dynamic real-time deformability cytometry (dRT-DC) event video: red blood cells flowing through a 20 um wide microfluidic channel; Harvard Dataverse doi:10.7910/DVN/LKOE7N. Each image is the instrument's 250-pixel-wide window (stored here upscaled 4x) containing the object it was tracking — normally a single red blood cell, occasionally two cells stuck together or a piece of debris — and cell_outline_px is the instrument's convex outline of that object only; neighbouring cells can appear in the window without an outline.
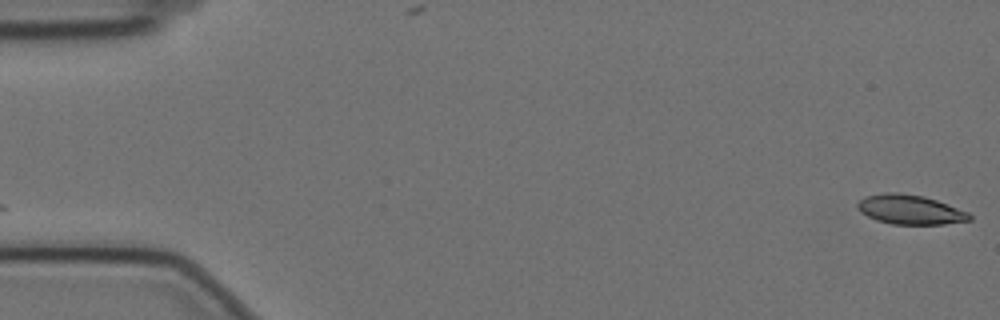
{"species": "Egyptian fruit bat (a non-hibernating species)", "species_latin": "Rousettus aegyptiacus", "temperature_condition": "cold", "stored_images_in_passage": 57, "camera_frame_rate_fps": 3000, "um_per_image_px": 0.085, "animal": {"sex": "female"}, "frame": {"image": 1, "passage_image": 1, "time_ms": 0.0, "image_size_px": [1000, 320], "cell_outline_px": [[972, 220], [944, 224], [892, 224], [876, 220], [860, 212], [856, 208], [856, 204], [864, 196], [884, 192], [900, 192], [924, 196], [948, 204], [968, 212], [972, 216]], "centroid_in_image_um": [77.33, 17.8], "position_along_channel_um": 7.7, "area_um2": 19.42}}
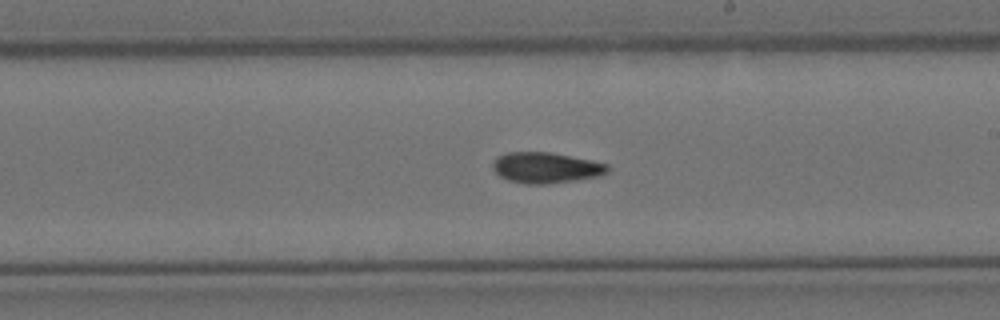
{"frame": {"image": 2, "passage_image": 33, "time_ms": 10.667, "image_size_px": [1000, 320], "cell_outline_px": [[608, 172], [600, 176], [576, 180], [544, 184], [528, 184], [508, 180], [500, 176], [492, 168], [492, 164], [496, 156], [508, 152], [548, 152], [608, 164]], "centroid_in_image_um": [46.36, 14.26], "position_along_channel_um": 242.6, "area_um2": 20.4}}
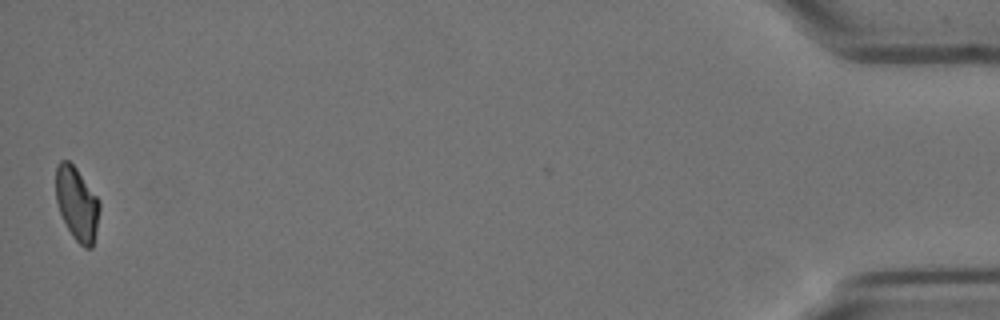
{"frame": {"image": 3, "passage_image": 57, "time_ms": 18.667, "image_size_px": [1000, 320], "cell_outline_px": [[100, 208], [92, 248], [84, 248], [72, 236], [60, 212], [56, 200], [56, 164], [60, 160], [68, 160], [76, 168], [100, 200]], "centroid_in_image_um": [6.54, 17.29], "position_along_channel_um": 428.7, "area_um2": 18.55}, "authors_computed_cell_mechanics": {"area_um2": 20.1144, "velocity_mm_per_s": 3.5105, "shape_relaxation_time_tau1_ms": null, "shape_relaxation_time_tau2_ms": 4.3777, "deformation_change_tau1": null, "deformation_change_tau2": 0.0946}}